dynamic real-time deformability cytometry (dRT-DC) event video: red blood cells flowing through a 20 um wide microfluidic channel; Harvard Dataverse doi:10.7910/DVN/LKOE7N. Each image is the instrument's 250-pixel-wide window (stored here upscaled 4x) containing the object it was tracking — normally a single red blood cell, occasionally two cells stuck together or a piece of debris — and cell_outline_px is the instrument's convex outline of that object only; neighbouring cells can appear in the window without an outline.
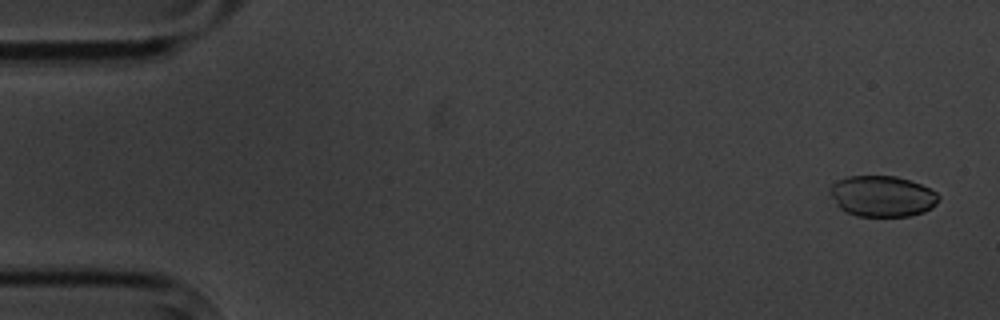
{"species": "common noctule bat (a hibernating species)", "species_latin": "Nyctalus noctula", "temperature_condition": "cold", "stored_images_in_passage": 15, "camera_frame_rate_fps": 3000, "um_per_image_px": 0.085, "animal": {"sex": "male", "body_mass_g": 20.1, "forearm_length_mm": 53.5}, "frame": {"image": 1, "passage_image": 1, "time_ms": 0.0, "image_size_px": [1000, 320], "cell_outline_px": [[940, 196], [936, 204], [932, 208], [924, 212], [912, 216], [856, 216], [840, 208], [836, 204], [828, 192], [828, 188], [836, 180], [848, 176], [896, 176], [920, 184], [936, 192]], "centroid_in_image_um": [74.97, 16.68], "position_along_channel_um": 10.0, "area_um2": 26.07}}
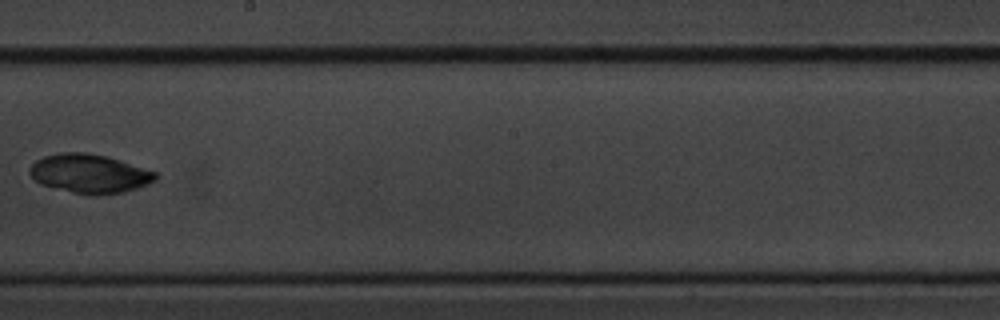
{"frame": {"image": 2, "passage_image": 9, "time_ms": 10.0, "image_size_px": [1000, 320], "cell_outline_px": [[160, 176], [156, 180], [148, 184], [124, 192], [100, 196], [88, 196], [40, 184], [28, 172], [28, 168], [36, 160], [44, 156], [60, 152], [88, 152], [108, 156], [156, 172]], "centroid_in_image_um": [7.62, 14.76], "position_along_channel_um": 240.6, "area_um2": 28.9}}
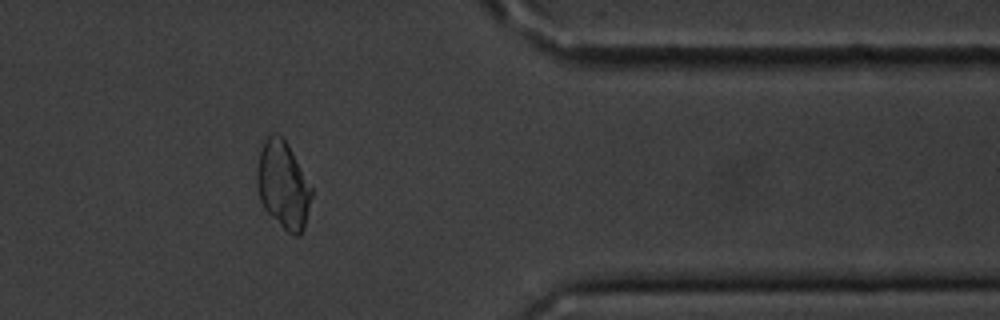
{"frame": {"image": 3, "passage_image": 13, "time_ms": 14.667, "image_size_px": [1000, 320], "cell_outline_px": [[312, 196], [304, 228], [300, 236], [296, 236], [288, 232], [264, 208], [260, 200], [256, 184], [256, 172], [260, 152], [264, 140], [272, 132], [276, 132], [284, 140], [312, 188]], "centroid_in_image_um": [24.05, 15.74], "position_along_channel_um": 387.4, "area_um2": 27.28}, "authors_computed_cell_mechanics": {"area_um2": 27.744, "velocity_mm_per_s": 3.5281, "shape_relaxation_time_tau1_ms": 4.2313, "shape_relaxation_time_tau2_ms": null, "deformation_change_tau1": 0.0653, "deformation_change_tau2": null}}